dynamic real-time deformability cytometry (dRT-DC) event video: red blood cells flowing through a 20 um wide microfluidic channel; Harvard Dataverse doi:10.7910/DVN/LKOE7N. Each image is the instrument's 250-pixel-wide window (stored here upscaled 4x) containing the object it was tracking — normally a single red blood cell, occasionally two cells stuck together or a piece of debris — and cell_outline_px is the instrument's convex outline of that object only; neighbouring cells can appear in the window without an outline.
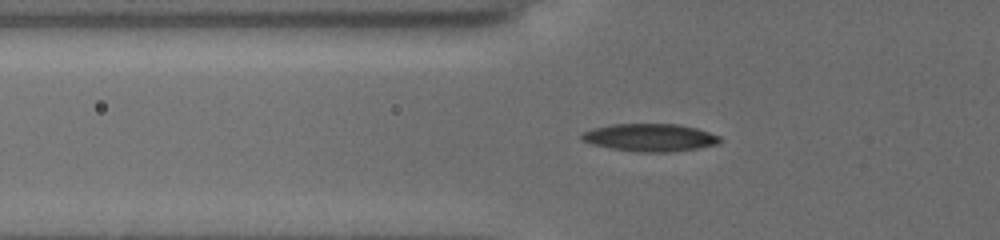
{"species": "common noctule bat (a hibernating species)", "species_latin": "Nyctalus noctula", "temperature_condition": "cold", "stored_images_in_passage": 26, "camera_frame_rate_fps": 3000, "um_per_image_px": 0.085, "animal": {"sex": "female", "body_mass_g": 19.5, "forearm_length_mm": 54.1}, "frame": {"image": 1, "passage_image": 14, "time_ms": 6.667, "image_size_px": [1000, 240], "cell_outline_px": [[724, 140], [716, 144], [696, 148], [672, 152], [636, 152], [612, 148], [592, 144], [580, 140], [580, 136], [584, 132], [592, 128], [612, 124], [680, 124], [696, 128], [720, 136]], "centroid_in_image_um": [55.24, 11.69], "position_along_channel_um": 70.6, "area_um2": 22.31}}
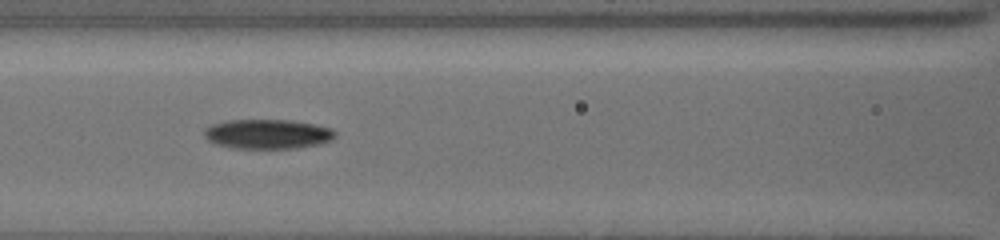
{"frame": {"image": 2, "passage_image": 19, "time_ms": 8.667, "image_size_px": [1000, 240], "cell_outline_px": [[336, 136], [332, 140], [320, 144], [296, 148], [232, 148], [216, 144], [208, 140], [204, 136], [204, 132], [212, 124], [228, 120], [288, 120], [312, 124], [332, 128], [336, 132]], "centroid_in_image_um": [22.77, 11.4], "position_along_channel_um": 143.8, "area_um2": 22.48}}
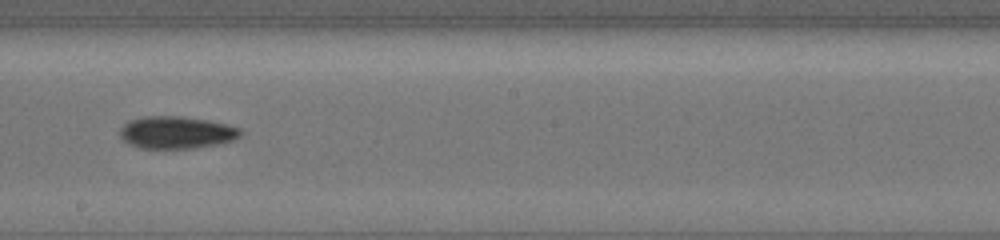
{"frame": {"image": 3, "passage_image": 24, "time_ms": 11.0, "image_size_px": [1000, 240], "cell_outline_px": [[244, 132], [240, 136], [224, 144], [196, 148], [140, 148], [128, 144], [120, 136], [120, 128], [128, 120], [144, 116], [176, 116], [208, 120], [240, 128]], "centroid_in_image_um": [15.01, 11.27], "position_along_channel_um": 233.2, "area_um2": 22.89}}